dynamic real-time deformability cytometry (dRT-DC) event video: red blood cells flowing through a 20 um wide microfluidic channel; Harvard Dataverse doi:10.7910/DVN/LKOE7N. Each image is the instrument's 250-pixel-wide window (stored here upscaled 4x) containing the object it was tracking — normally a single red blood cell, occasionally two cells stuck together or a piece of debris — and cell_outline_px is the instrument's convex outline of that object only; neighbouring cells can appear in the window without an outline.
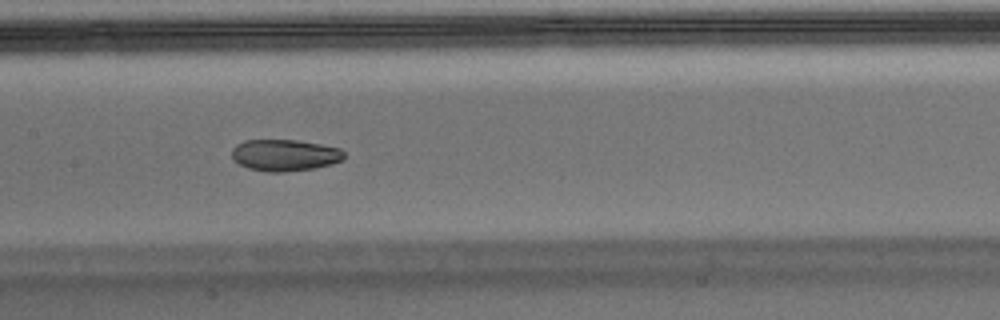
{"species": "Egyptian fruit bat (a non-hibernating species)", "species_latin": "Rousettus aegyptiacus", "temperature_condition": "warm", "stored_images_in_passage": 18, "camera_frame_rate_fps": 3000, "um_per_image_px": 0.085, "animal": {"sex": "male"}, "frame": {"image": 1, "passage_image": 13, "time_ms": 4.0, "image_size_px": [1000, 320], "cell_outline_px": [[344, 160], [332, 164], [312, 168], [284, 172], [268, 172], [248, 168], [232, 160], [232, 148], [236, 144], [244, 140], [296, 140], [320, 144], [340, 148], [344, 152]], "centroid_in_image_um": [24.19, 13.19], "position_along_channel_um": 183.2, "area_um2": 20.75}}